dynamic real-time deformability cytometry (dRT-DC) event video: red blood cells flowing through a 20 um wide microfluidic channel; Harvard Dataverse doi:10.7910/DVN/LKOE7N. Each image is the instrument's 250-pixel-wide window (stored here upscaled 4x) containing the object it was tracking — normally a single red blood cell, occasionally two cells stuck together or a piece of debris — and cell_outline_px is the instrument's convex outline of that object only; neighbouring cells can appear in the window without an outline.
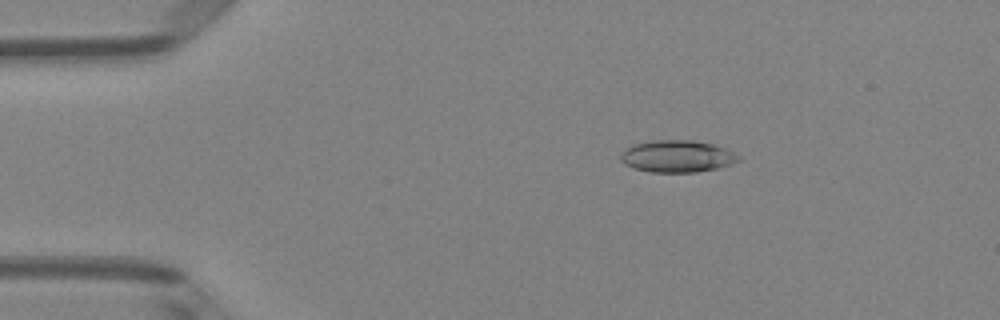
{"species": "Egyptian fruit bat (a non-hibernating species)", "species_latin": "Rousettus aegyptiacus", "temperature_condition": "room temperature", "stored_images_in_passage": 50, "camera_frame_rate_fps": 3000, "um_per_image_px": 0.085, "animal": {"sex": "female"}, "frame": {"image": 1, "passage_image": 9, "time_ms": 2.667, "image_size_px": [1000, 320], "cell_outline_px": [[740, 160], [732, 164], [716, 168], [696, 172], [652, 172], [632, 168], [624, 164], [620, 160], [620, 156], [624, 148], [636, 144], [656, 140], [688, 140], [716, 144], [740, 156]], "centroid_in_image_um": [57.54, 13.29], "position_along_channel_um": 27.5, "area_um2": 21.96}}
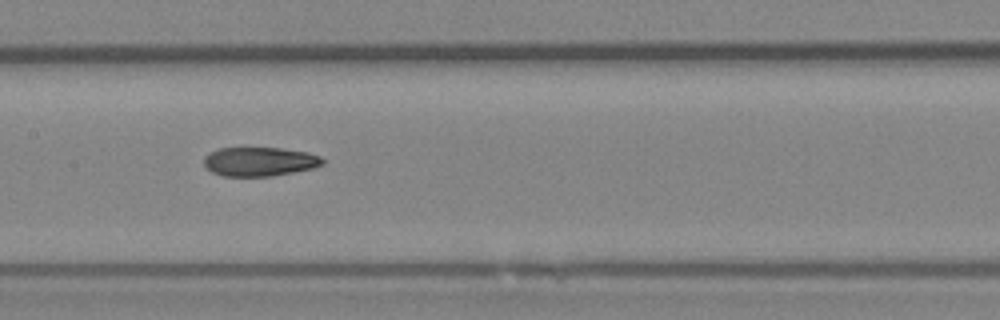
{"frame": {"image": 2, "passage_image": 25, "time_ms": 8.0, "image_size_px": [1000, 320], "cell_outline_px": [[324, 164], [312, 168], [272, 176], [220, 176], [212, 172], [204, 164], [204, 156], [208, 152], [220, 148], [280, 148], [308, 152], [320, 156], [324, 160]], "centroid_in_image_um": [22.05, 13.73], "position_along_channel_um": 185.4, "area_um2": 20.11}}
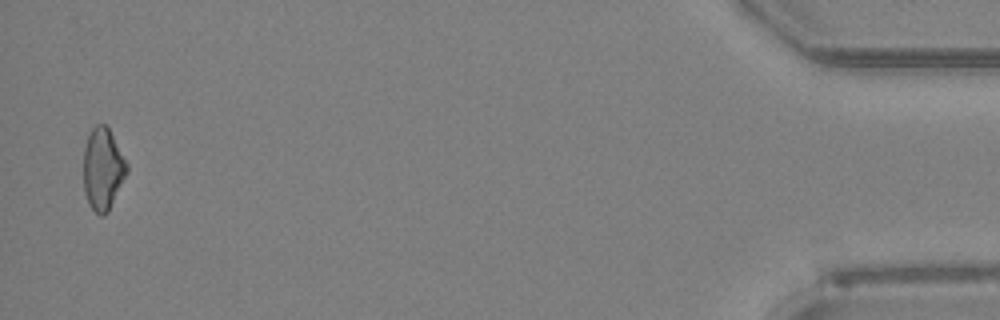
{"frame": {"image": 3, "passage_image": 49, "time_ms": 16.0, "image_size_px": [1000, 320], "cell_outline_px": [[128, 172], [108, 212], [104, 216], [100, 216], [88, 204], [84, 192], [84, 148], [88, 136], [92, 128], [96, 124], [104, 124], [108, 128], [128, 164]], "centroid_in_image_um": [8.74, 14.39], "position_along_channel_um": 426.5, "area_um2": 20.63}, "authors_computed_cell_mechanics": {"area_um2": 21.0392, "velocity_mm_per_s": 4.1176, "shape_relaxation_time_tau1_ms": null, "shape_relaxation_time_tau2_ms": 3.3908, "deformation_change_tau1": null, "deformation_change_tau2": 0.115}}